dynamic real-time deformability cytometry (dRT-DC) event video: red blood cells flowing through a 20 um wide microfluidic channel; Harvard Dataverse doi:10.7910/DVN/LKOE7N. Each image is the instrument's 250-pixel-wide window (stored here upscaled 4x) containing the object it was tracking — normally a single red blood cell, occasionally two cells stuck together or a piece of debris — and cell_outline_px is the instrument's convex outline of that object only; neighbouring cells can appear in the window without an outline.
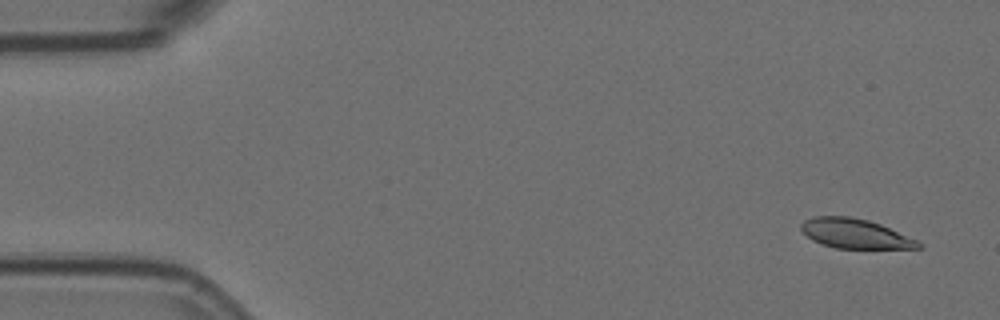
{"species": "Egyptian fruit bat (a non-hibernating species)", "species_latin": "Rousettus aegyptiacus", "temperature_condition": "room temperature", "stored_images_in_passage": 6, "camera_frame_rate_fps": 3000, "um_per_image_px": 0.085, "animal": {"sex": "female"}, "frame": {"image": 1, "passage_image": 1, "time_ms": 0.0, "image_size_px": [1000, 320], "cell_outline_px": [[924, 248], [836, 248], [812, 240], [800, 228], [800, 224], [804, 220], [812, 216], [848, 216], [868, 220], [880, 224], [916, 240], [924, 244]], "centroid_in_image_um": [72.67, 19.85], "position_along_channel_um": 12.3, "area_um2": 20.0}}
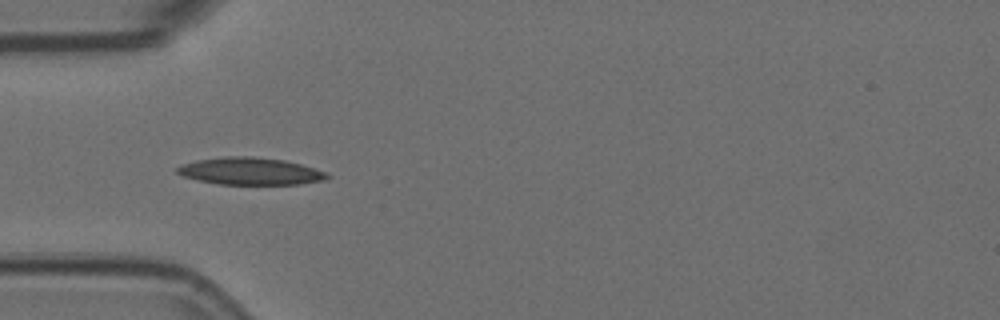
{"frame": {"image": 2, "passage_image": 5, "time_ms": 1.333, "image_size_px": [1000, 320], "cell_outline_px": [[332, 176], [324, 180], [300, 184], [220, 184], [200, 180], [184, 176], [176, 172], [176, 168], [180, 164], [196, 160], [224, 156], [252, 156], [284, 160], [300, 164], [328, 172]], "centroid_in_image_um": [21.29, 14.54], "position_along_channel_um": 63.7, "area_um2": 23.81}}
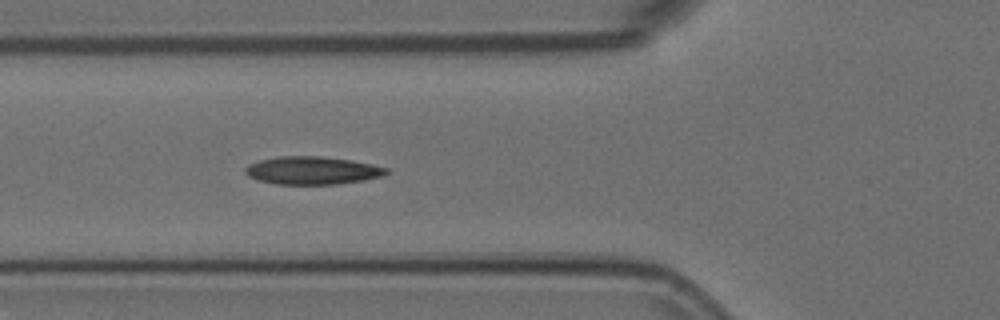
{"frame": {"image": 3, "passage_image": 6, "time_ms": 1.667, "image_size_px": [1000, 320], "cell_outline_px": [[388, 172], [384, 176], [364, 180], [336, 184], [276, 184], [260, 180], [248, 176], [244, 172], [244, 168], [248, 164], [260, 160], [276, 156], [320, 156], [352, 160], [372, 164], [388, 168]], "centroid_in_image_um": [26.55, 14.48], "position_along_channel_um": 99.3, "area_um2": 23.0}}